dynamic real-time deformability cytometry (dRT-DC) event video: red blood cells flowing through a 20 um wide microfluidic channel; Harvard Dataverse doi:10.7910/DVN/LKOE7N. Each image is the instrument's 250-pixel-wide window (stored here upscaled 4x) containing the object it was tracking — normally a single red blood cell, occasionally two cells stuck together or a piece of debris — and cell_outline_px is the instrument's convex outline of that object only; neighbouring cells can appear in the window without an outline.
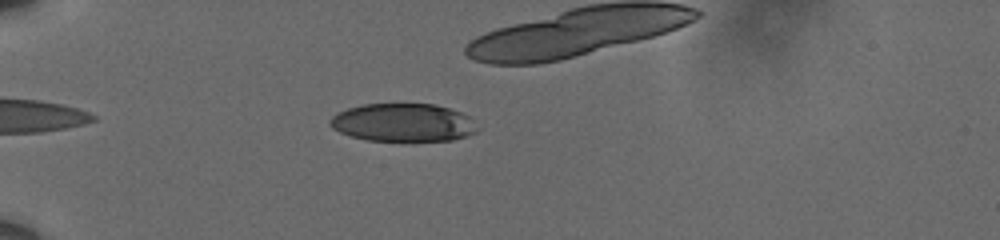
{"species": "human", "species_latin": "Homo sapiens", "temperature_condition": "cold", "stored_images_in_passage": 25, "camera_frame_rate_fps": 3000, "um_per_image_px": 0.085, "donor": {"sex": "male"}, "frame": {"image": 1, "passage_image": 2, "time_ms": 0.333, "image_size_px": [1000, 240], "cell_outline_px": [[480, 128], [476, 132], [468, 136], [452, 140], [368, 140], [352, 136], [340, 132], [332, 128], [328, 124], [328, 120], [336, 112], [348, 108], [364, 104], [436, 104], [460, 112], [468, 116]], "centroid_in_image_um": [34.26, 10.41], "position_along_channel_um": 50.7, "area_um2": 32.66}}
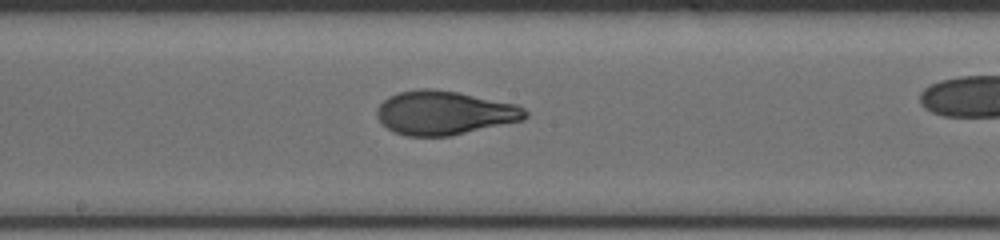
{"frame": {"image": 2, "passage_image": 12, "time_ms": 3.667, "image_size_px": [1000, 240], "cell_outline_px": [[528, 116], [524, 120], [448, 136], [408, 136], [392, 132], [376, 116], [376, 112], [380, 104], [388, 96], [400, 92], [420, 88], [432, 88], [456, 92], [516, 104], [524, 108], [528, 112]], "centroid_in_image_um": [37.77, 9.59], "position_along_channel_um": 210.4, "area_um2": 37.74}}
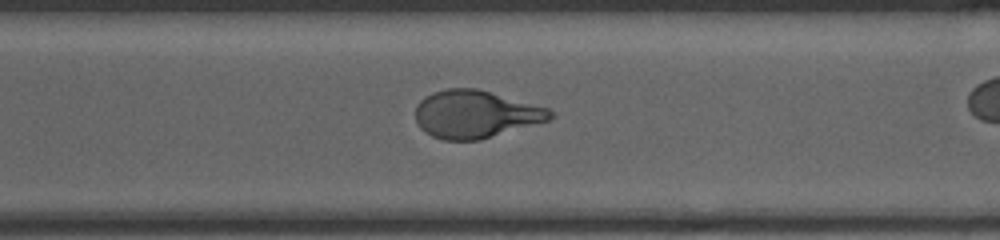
{"frame": {"image": 3, "passage_image": 22, "time_ms": 7.0, "image_size_px": [1000, 240], "cell_outline_px": [[556, 116], [548, 120], [480, 140], [444, 140], [432, 136], [424, 132], [420, 128], [416, 120], [416, 104], [424, 96], [432, 92], [448, 88], [476, 88], [548, 108]], "centroid_in_image_um": [40.37, 9.71], "position_along_channel_um": 330.2, "area_um2": 37.28}}